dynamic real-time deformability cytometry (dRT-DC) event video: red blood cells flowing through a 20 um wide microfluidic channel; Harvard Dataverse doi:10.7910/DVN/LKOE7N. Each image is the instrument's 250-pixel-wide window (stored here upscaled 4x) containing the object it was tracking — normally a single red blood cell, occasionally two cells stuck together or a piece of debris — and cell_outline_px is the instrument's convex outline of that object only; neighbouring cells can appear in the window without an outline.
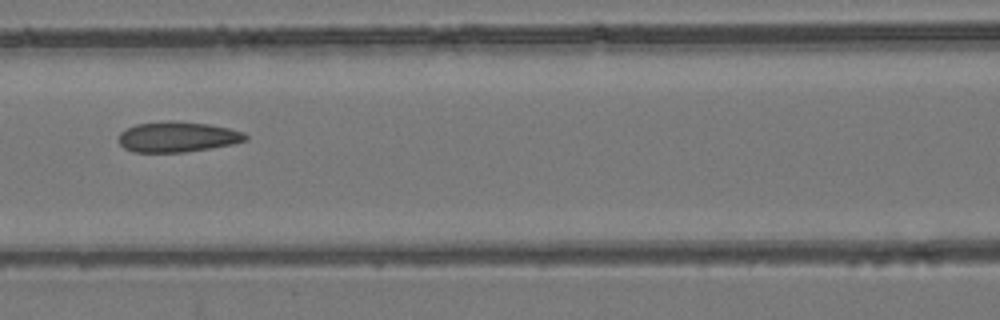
{"species": "common noctule bat (a hibernating species)", "species_latin": "Nyctalus noctula", "temperature_condition": "room temperature", "stored_images_in_passage": 13, "camera_frame_rate_fps": 3000, "um_per_image_px": 0.085, "animal": {"sex": "female", "body_mass_g": 24.6, "forearm_length_mm": 56.2}, "frame": {"image": 1, "passage_image": 6, "time_ms": 7.333, "image_size_px": [1000, 320], "cell_outline_px": [[248, 140], [232, 144], [184, 152], [132, 152], [124, 148], [120, 144], [120, 132], [136, 124], [164, 120], [172, 120], [208, 124], [228, 128], [244, 132], [248, 136]], "centroid_in_image_um": [15.09, 11.62], "position_along_channel_um": 151.5, "area_um2": 22.48}}
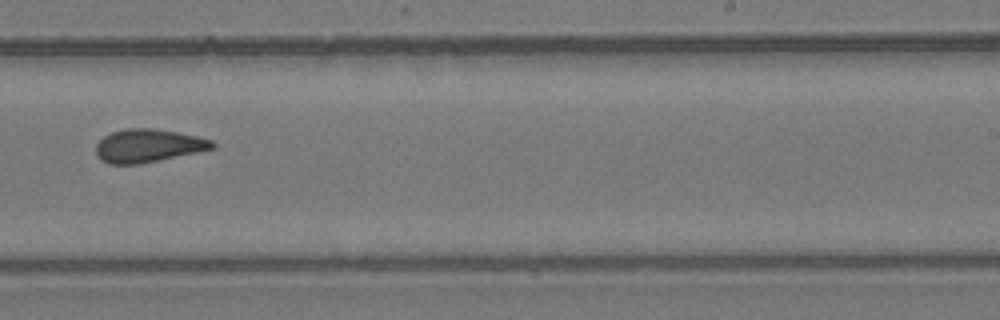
{"frame": {"image": 2, "passage_image": 9, "time_ms": 10.667, "image_size_px": [1000, 320], "cell_outline_px": [[216, 148], [140, 164], [108, 164], [100, 160], [96, 156], [96, 144], [104, 136], [112, 132], [128, 128], [152, 128], [176, 132], [196, 136], [212, 140], [216, 144]], "centroid_in_image_um": [12.57, 12.39], "position_along_channel_um": 276.4, "area_um2": 22.48}}
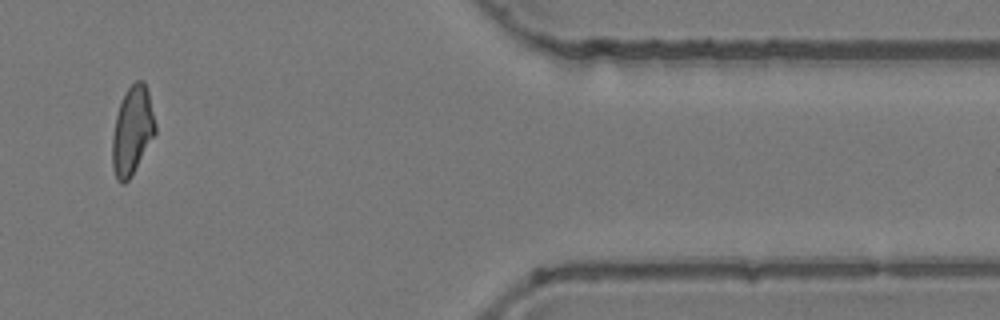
{"frame": {"image": 3, "passage_image": 12, "time_ms": 15.0, "image_size_px": [1000, 320], "cell_outline_px": [[156, 132], [132, 176], [124, 184], [120, 184], [116, 180], [112, 168], [112, 136], [116, 116], [120, 104], [128, 88], [136, 80], [144, 80], [148, 92], [156, 124]], "centroid_in_image_um": [11.23, 11.15], "position_along_channel_um": 400.2, "area_um2": 22.14}, "authors_computed_cell_mechanics": {"area_um2": 22.4842, "velocity_mm_per_s": 3.7463, "shape_relaxation_time_tau1_ms": 5.7883, "shape_relaxation_time_tau2_ms": null, "deformation_change_tau1": 0.1201, "deformation_change_tau2": null}}